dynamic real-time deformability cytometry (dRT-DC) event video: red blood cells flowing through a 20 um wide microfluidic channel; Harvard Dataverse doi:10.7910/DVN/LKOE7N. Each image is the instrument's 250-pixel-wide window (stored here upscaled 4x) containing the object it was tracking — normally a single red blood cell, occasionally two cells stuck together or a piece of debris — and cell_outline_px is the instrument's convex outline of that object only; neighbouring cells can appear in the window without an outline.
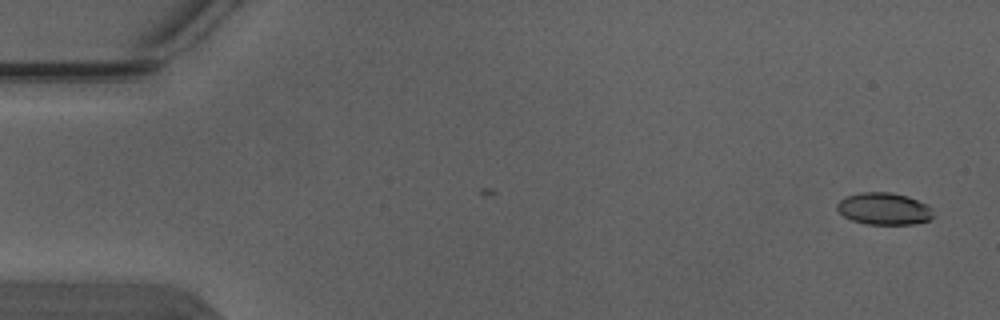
{"species": "Egyptian fruit bat (a non-hibernating species)", "species_latin": "Rousettus aegyptiacus", "temperature_condition": "warm", "stored_images_in_passage": 4, "camera_frame_rate_fps": 3000, "um_per_image_px": 0.085, "animal": {"sex": "male"}, "frame": {"image": 1, "passage_image": 1, "time_ms": 0.0, "image_size_px": [1000, 320], "cell_outline_px": [[932, 216], [928, 220], [916, 224], [864, 224], [852, 220], [844, 216], [836, 208], [836, 204], [840, 200], [848, 196], [864, 192], [888, 192], [908, 196], [928, 204], [932, 208]], "centroid_in_image_um": [75.15, 17.75], "position_along_channel_um": 9.8, "area_um2": 17.92}}
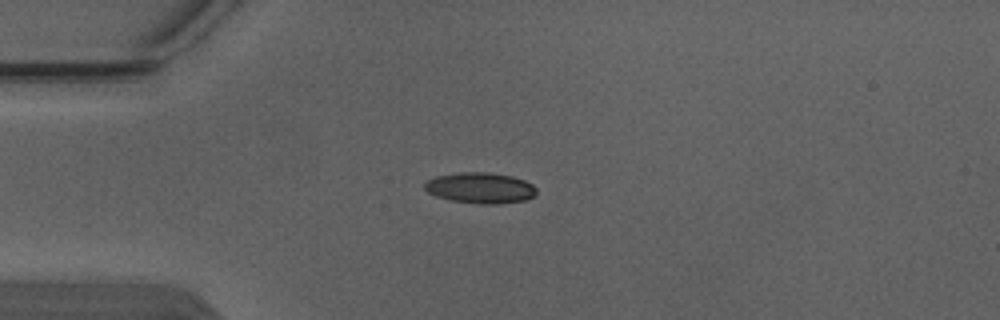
{"frame": {"image": 2, "passage_image": 4, "time_ms": 1.0, "image_size_px": [1000, 320], "cell_outline_px": [[536, 196], [528, 200], [500, 204], [480, 204], [452, 200], [436, 196], [428, 192], [424, 188], [424, 184], [428, 180], [436, 176], [460, 172], [488, 172], [512, 176], [524, 180], [532, 184], [536, 188]], "centroid_in_image_um": [40.87, 15.98], "position_along_channel_um": 44.1, "area_um2": 20.23}}